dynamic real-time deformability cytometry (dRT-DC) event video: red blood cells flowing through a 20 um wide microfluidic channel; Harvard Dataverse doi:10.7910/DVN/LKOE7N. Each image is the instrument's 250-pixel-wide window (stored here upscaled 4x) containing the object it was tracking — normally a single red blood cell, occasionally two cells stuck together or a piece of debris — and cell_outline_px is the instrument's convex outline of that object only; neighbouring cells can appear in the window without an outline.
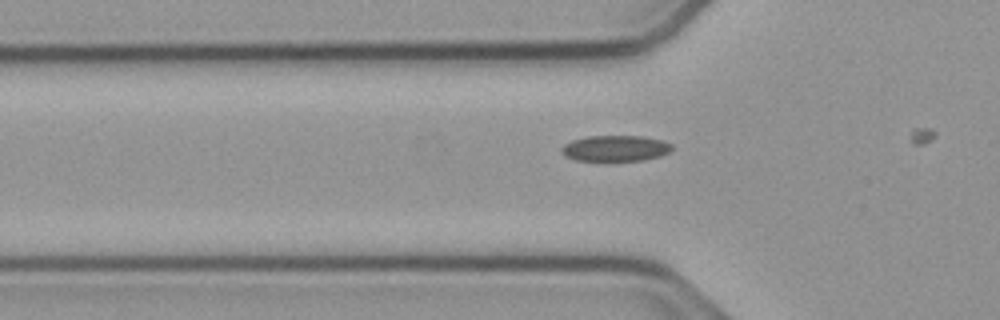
{"species": "common noctule bat (a hibernating species)", "species_latin": "Nyctalus noctula", "temperature_condition": "cold", "stored_images_in_passage": 8, "camera_frame_rate_fps": 3000, "um_per_image_px": 0.085, "animal": {"sex": "male", "body_mass_g": 23.1, "forearm_length_mm": 52.7}, "frame": {"image": 1, "passage_image": 6, "time_ms": 1.667, "image_size_px": [1000, 320], "cell_outline_px": [[672, 148], [668, 152], [660, 156], [644, 160], [576, 160], [564, 156], [560, 152], [560, 148], [564, 144], [572, 140], [588, 136], [644, 136], [664, 140], [672, 144]], "centroid_in_image_um": [52.3, 12.59], "position_along_channel_um": 73.5, "area_um2": 16.7}}